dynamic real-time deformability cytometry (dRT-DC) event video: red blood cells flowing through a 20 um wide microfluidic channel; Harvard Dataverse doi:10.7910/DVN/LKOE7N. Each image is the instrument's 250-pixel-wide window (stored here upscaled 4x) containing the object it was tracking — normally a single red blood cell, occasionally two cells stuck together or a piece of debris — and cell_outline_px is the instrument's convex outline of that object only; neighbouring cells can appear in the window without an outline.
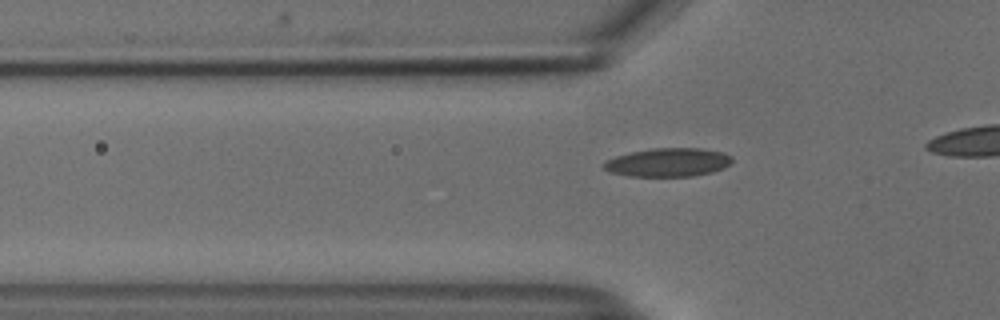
{"species": "common noctule bat (a hibernating species)", "species_latin": "Nyctalus noctula", "temperature_condition": "cold", "stored_images_in_passage": 20, "camera_frame_rate_fps": 3000, "um_per_image_px": 0.085, "animal": {"sex": "male", "body_mass_g": 18.8}, "frame": {"image": 1, "passage_image": 10, "time_ms": 3.0, "image_size_px": [1000, 320], "cell_outline_px": [[732, 164], [724, 168], [712, 172], [692, 176], [628, 176], [608, 172], [600, 164], [604, 160], [616, 156], [632, 152], [652, 148], [700, 148], [724, 152], [732, 156]], "centroid_in_image_um": [56.78, 13.8], "position_along_channel_um": 69.0, "area_um2": 21.62}}
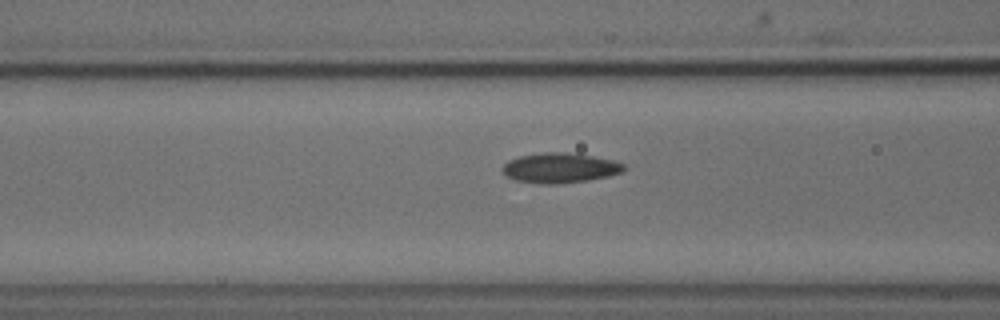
{"frame": {"image": 2, "passage_image": 14, "time_ms": 4.333, "image_size_px": [1000, 320], "cell_outline_px": [[624, 172], [608, 176], [588, 180], [556, 184], [540, 184], [516, 180], [500, 172], [500, 168], [508, 160], [520, 156], [544, 152], [568, 152], [592, 156], [612, 160], [624, 164]], "centroid_in_image_um": [47.56, 14.27], "position_along_channel_um": 119.0, "area_um2": 21.27}}
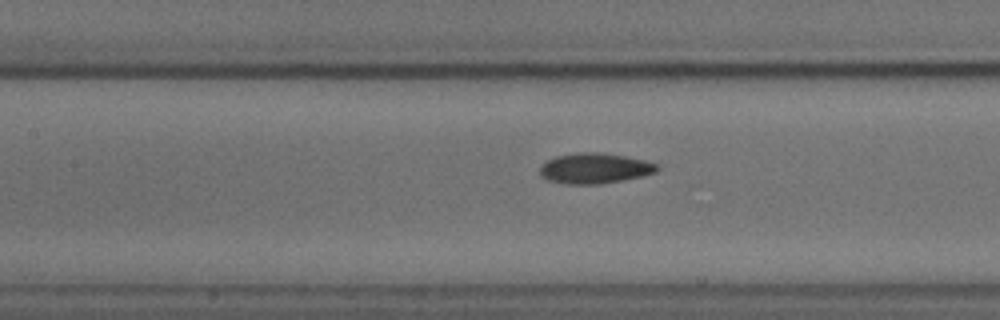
{"frame": {"image": 3, "passage_image": 17, "time_ms": 5.333, "image_size_px": [1000, 320], "cell_outline_px": [[660, 168], [656, 172], [644, 176], [624, 180], [600, 184], [564, 184], [548, 180], [540, 176], [540, 168], [548, 160], [556, 156], [576, 152], [600, 152], [624, 156], [644, 160], [656, 164]], "centroid_in_image_um": [50.55, 14.31], "position_along_channel_um": 156.8, "area_um2": 20.87}}